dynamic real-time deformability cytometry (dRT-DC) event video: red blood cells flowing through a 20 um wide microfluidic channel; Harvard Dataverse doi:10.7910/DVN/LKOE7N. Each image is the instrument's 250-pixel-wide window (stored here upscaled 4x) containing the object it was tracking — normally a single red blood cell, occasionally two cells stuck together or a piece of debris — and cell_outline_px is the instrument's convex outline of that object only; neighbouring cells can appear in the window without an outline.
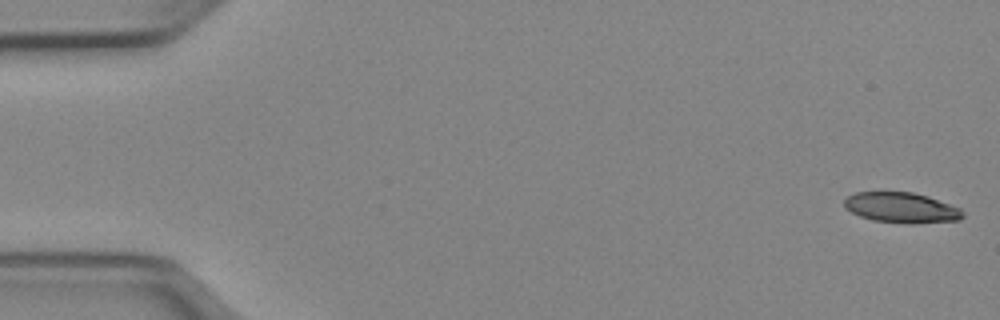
{"species": "Egyptian fruit bat (a non-hibernating species)", "species_latin": "Rousettus aegyptiacus", "temperature_condition": "cold", "stored_images_in_passage": 51, "camera_frame_rate_fps": 3000, "um_per_image_px": 0.085, "animal": {"sex": "female"}, "frame": {"image": 1, "passage_image": 1, "time_ms": 0.0, "image_size_px": [1000, 320], "cell_outline_px": [[964, 216], [960, 220], [912, 224], [872, 220], [860, 216], [844, 208], [844, 200], [848, 196], [856, 192], [912, 192], [928, 196], [960, 208], [964, 212]], "centroid_in_image_um": [76.63, 17.66], "position_along_channel_um": 8.4, "area_um2": 21.04}}
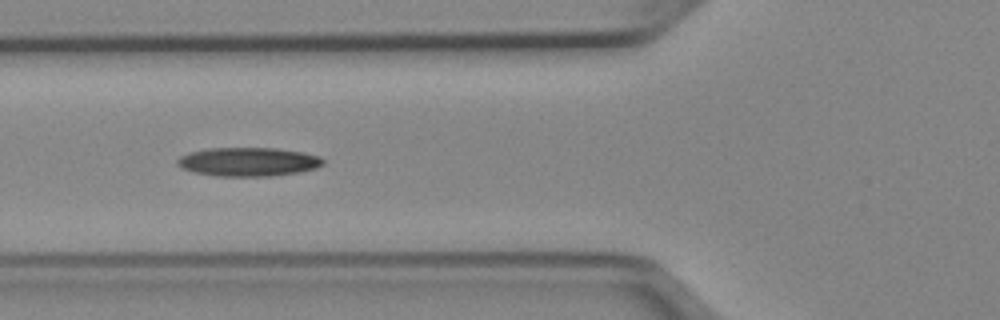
{"frame": {"image": 2, "passage_image": 19, "time_ms": 6.0, "image_size_px": [1000, 320], "cell_outline_px": [[324, 164], [316, 168], [300, 172], [272, 176], [216, 176], [192, 172], [180, 168], [176, 164], [176, 160], [180, 156], [188, 152], [208, 148], [276, 148], [304, 152], [320, 156], [324, 160]], "centroid_in_image_um": [21.08, 13.75], "position_along_channel_um": 104.7, "area_um2": 24.8}}
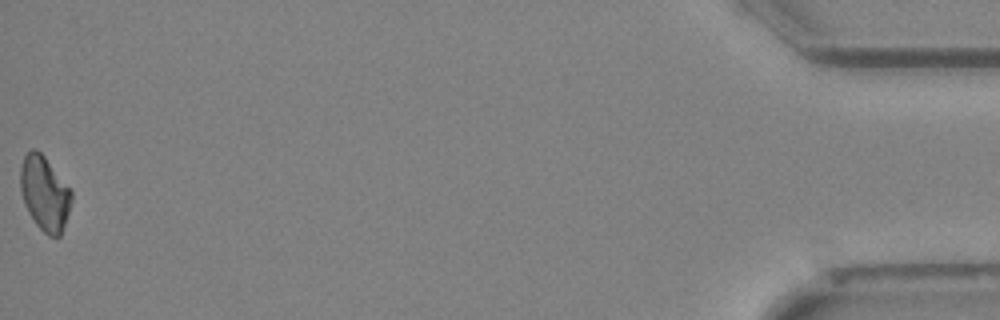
{"frame": {"image": 3, "passage_image": 51, "time_ms": 16.667, "image_size_px": [1000, 320], "cell_outline_px": [[72, 200], [60, 236], [48, 236], [36, 224], [28, 212], [24, 204], [20, 188], [20, 168], [24, 156], [32, 148], [36, 148], [44, 156], [72, 192]], "centroid_in_image_um": [3.77, 16.43], "position_along_channel_um": 431.4, "area_um2": 21.85}, "authors_computed_cell_mechanics": {"area_um2": 22.8888, "velocity_mm_per_s": 3.9769, "shape_relaxation_time_tau1_ms": 8.9827, "shape_relaxation_time_tau2_ms": null, "deformation_change_tau1": 0.1763, "deformation_change_tau2": null}}